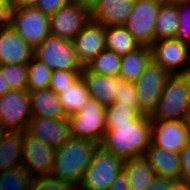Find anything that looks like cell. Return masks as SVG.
<instances>
[{"mask_svg": "<svg viewBox=\"0 0 190 190\" xmlns=\"http://www.w3.org/2000/svg\"><path fill=\"white\" fill-rule=\"evenodd\" d=\"M151 145V119L142 114L132 124L106 125L101 146L124 161L142 157Z\"/></svg>", "mask_w": 190, "mask_h": 190, "instance_id": "6da1fadb", "label": "cell"}, {"mask_svg": "<svg viewBox=\"0 0 190 190\" xmlns=\"http://www.w3.org/2000/svg\"><path fill=\"white\" fill-rule=\"evenodd\" d=\"M98 146L99 144L93 141L71 136L56 149L54 166L50 175L77 188Z\"/></svg>", "mask_w": 190, "mask_h": 190, "instance_id": "7a4b0ae2", "label": "cell"}, {"mask_svg": "<svg viewBox=\"0 0 190 190\" xmlns=\"http://www.w3.org/2000/svg\"><path fill=\"white\" fill-rule=\"evenodd\" d=\"M190 108V73L170 74L162 96L151 112V121L184 120Z\"/></svg>", "mask_w": 190, "mask_h": 190, "instance_id": "3957f363", "label": "cell"}, {"mask_svg": "<svg viewBox=\"0 0 190 190\" xmlns=\"http://www.w3.org/2000/svg\"><path fill=\"white\" fill-rule=\"evenodd\" d=\"M123 165V159L98 146L76 189L107 190L112 181L123 171Z\"/></svg>", "mask_w": 190, "mask_h": 190, "instance_id": "277c9868", "label": "cell"}, {"mask_svg": "<svg viewBox=\"0 0 190 190\" xmlns=\"http://www.w3.org/2000/svg\"><path fill=\"white\" fill-rule=\"evenodd\" d=\"M106 107L90 98L82 109L68 117L72 137L100 144L106 132Z\"/></svg>", "mask_w": 190, "mask_h": 190, "instance_id": "5b68a950", "label": "cell"}, {"mask_svg": "<svg viewBox=\"0 0 190 190\" xmlns=\"http://www.w3.org/2000/svg\"><path fill=\"white\" fill-rule=\"evenodd\" d=\"M34 57L52 71H82L73 43L70 40L49 35L34 49Z\"/></svg>", "mask_w": 190, "mask_h": 190, "instance_id": "8992f818", "label": "cell"}, {"mask_svg": "<svg viewBox=\"0 0 190 190\" xmlns=\"http://www.w3.org/2000/svg\"><path fill=\"white\" fill-rule=\"evenodd\" d=\"M170 74L152 59L145 66L139 79L134 82L139 110L150 115L159 102L165 82Z\"/></svg>", "mask_w": 190, "mask_h": 190, "instance_id": "52a82bcc", "label": "cell"}, {"mask_svg": "<svg viewBox=\"0 0 190 190\" xmlns=\"http://www.w3.org/2000/svg\"><path fill=\"white\" fill-rule=\"evenodd\" d=\"M31 118L28 90H10L0 96V124L9 132L27 131Z\"/></svg>", "mask_w": 190, "mask_h": 190, "instance_id": "ba28073f", "label": "cell"}, {"mask_svg": "<svg viewBox=\"0 0 190 190\" xmlns=\"http://www.w3.org/2000/svg\"><path fill=\"white\" fill-rule=\"evenodd\" d=\"M151 48L152 60L169 74L190 73V46L177 38L154 41Z\"/></svg>", "mask_w": 190, "mask_h": 190, "instance_id": "9c48e42d", "label": "cell"}, {"mask_svg": "<svg viewBox=\"0 0 190 190\" xmlns=\"http://www.w3.org/2000/svg\"><path fill=\"white\" fill-rule=\"evenodd\" d=\"M162 0H136L125 25L135 40L143 46L155 41V19Z\"/></svg>", "mask_w": 190, "mask_h": 190, "instance_id": "30bf717a", "label": "cell"}, {"mask_svg": "<svg viewBox=\"0 0 190 190\" xmlns=\"http://www.w3.org/2000/svg\"><path fill=\"white\" fill-rule=\"evenodd\" d=\"M22 167L32 176L50 175L56 149L42 143L27 131L22 132Z\"/></svg>", "mask_w": 190, "mask_h": 190, "instance_id": "8fae6325", "label": "cell"}, {"mask_svg": "<svg viewBox=\"0 0 190 190\" xmlns=\"http://www.w3.org/2000/svg\"><path fill=\"white\" fill-rule=\"evenodd\" d=\"M12 29L33 49L51 35L49 16L35 6L20 8Z\"/></svg>", "mask_w": 190, "mask_h": 190, "instance_id": "7c38bea8", "label": "cell"}, {"mask_svg": "<svg viewBox=\"0 0 190 190\" xmlns=\"http://www.w3.org/2000/svg\"><path fill=\"white\" fill-rule=\"evenodd\" d=\"M89 20L86 9L70 2L49 16L51 35L72 41Z\"/></svg>", "mask_w": 190, "mask_h": 190, "instance_id": "4fadbf2b", "label": "cell"}, {"mask_svg": "<svg viewBox=\"0 0 190 190\" xmlns=\"http://www.w3.org/2000/svg\"><path fill=\"white\" fill-rule=\"evenodd\" d=\"M190 140L184 120L151 121V143L173 153H180Z\"/></svg>", "mask_w": 190, "mask_h": 190, "instance_id": "5bb4252c", "label": "cell"}, {"mask_svg": "<svg viewBox=\"0 0 190 190\" xmlns=\"http://www.w3.org/2000/svg\"><path fill=\"white\" fill-rule=\"evenodd\" d=\"M78 61L85 67L105 46V27L89 20L72 40Z\"/></svg>", "mask_w": 190, "mask_h": 190, "instance_id": "9a60e30c", "label": "cell"}, {"mask_svg": "<svg viewBox=\"0 0 190 190\" xmlns=\"http://www.w3.org/2000/svg\"><path fill=\"white\" fill-rule=\"evenodd\" d=\"M27 132L54 149L59 148L71 137L68 118L32 117Z\"/></svg>", "mask_w": 190, "mask_h": 190, "instance_id": "2e32d148", "label": "cell"}, {"mask_svg": "<svg viewBox=\"0 0 190 190\" xmlns=\"http://www.w3.org/2000/svg\"><path fill=\"white\" fill-rule=\"evenodd\" d=\"M136 0H99L90 19L104 27L125 26Z\"/></svg>", "mask_w": 190, "mask_h": 190, "instance_id": "e0dca14e", "label": "cell"}, {"mask_svg": "<svg viewBox=\"0 0 190 190\" xmlns=\"http://www.w3.org/2000/svg\"><path fill=\"white\" fill-rule=\"evenodd\" d=\"M34 49L12 28L0 29V65L28 63Z\"/></svg>", "mask_w": 190, "mask_h": 190, "instance_id": "ac0fdd59", "label": "cell"}, {"mask_svg": "<svg viewBox=\"0 0 190 190\" xmlns=\"http://www.w3.org/2000/svg\"><path fill=\"white\" fill-rule=\"evenodd\" d=\"M143 157L153 168L158 177L172 181L181 180V163L179 153H173L161 147L151 145L145 150Z\"/></svg>", "mask_w": 190, "mask_h": 190, "instance_id": "d6986e66", "label": "cell"}, {"mask_svg": "<svg viewBox=\"0 0 190 190\" xmlns=\"http://www.w3.org/2000/svg\"><path fill=\"white\" fill-rule=\"evenodd\" d=\"M81 77L92 99H95L104 107L114 103L115 94L118 91V76H101L83 68Z\"/></svg>", "mask_w": 190, "mask_h": 190, "instance_id": "ffe728a7", "label": "cell"}, {"mask_svg": "<svg viewBox=\"0 0 190 190\" xmlns=\"http://www.w3.org/2000/svg\"><path fill=\"white\" fill-rule=\"evenodd\" d=\"M28 92L32 117L68 118L59 101L58 95L50 88Z\"/></svg>", "mask_w": 190, "mask_h": 190, "instance_id": "44dd1931", "label": "cell"}, {"mask_svg": "<svg viewBox=\"0 0 190 190\" xmlns=\"http://www.w3.org/2000/svg\"><path fill=\"white\" fill-rule=\"evenodd\" d=\"M151 59V48L140 45L121 57L119 77L129 82H135Z\"/></svg>", "mask_w": 190, "mask_h": 190, "instance_id": "7402d4cb", "label": "cell"}, {"mask_svg": "<svg viewBox=\"0 0 190 190\" xmlns=\"http://www.w3.org/2000/svg\"><path fill=\"white\" fill-rule=\"evenodd\" d=\"M123 171L127 175L130 190H144L156 177L143 156L124 161Z\"/></svg>", "mask_w": 190, "mask_h": 190, "instance_id": "603a6c76", "label": "cell"}, {"mask_svg": "<svg viewBox=\"0 0 190 190\" xmlns=\"http://www.w3.org/2000/svg\"><path fill=\"white\" fill-rule=\"evenodd\" d=\"M22 132H9L0 144V172L22 166Z\"/></svg>", "mask_w": 190, "mask_h": 190, "instance_id": "cb8c5ba5", "label": "cell"}, {"mask_svg": "<svg viewBox=\"0 0 190 190\" xmlns=\"http://www.w3.org/2000/svg\"><path fill=\"white\" fill-rule=\"evenodd\" d=\"M178 19L177 4L162 2L155 19V41L175 38Z\"/></svg>", "mask_w": 190, "mask_h": 190, "instance_id": "d4e9b609", "label": "cell"}, {"mask_svg": "<svg viewBox=\"0 0 190 190\" xmlns=\"http://www.w3.org/2000/svg\"><path fill=\"white\" fill-rule=\"evenodd\" d=\"M105 46L122 57L138 48L140 44L125 26H112L105 27Z\"/></svg>", "mask_w": 190, "mask_h": 190, "instance_id": "484cf974", "label": "cell"}, {"mask_svg": "<svg viewBox=\"0 0 190 190\" xmlns=\"http://www.w3.org/2000/svg\"><path fill=\"white\" fill-rule=\"evenodd\" d=\"M66 116L79 112L91 98L83 78L80 76L69 88L58 94Z\"/></svg>", "mask_w": 190, "mask_h": 190, "instance_id": "4316f807", "label": "cell"}, {"mask_svg": "<svg viewBox=\"0 0 190 190\" xmlns=\"http://www.w3.org/2000/svg\"><path fill=\"white\" fill-rule=\"evenodd\" d=\"M121 56L105 49L85 67L92 73L101 76H119Z\"/></svg>", "mask_w": 190, "mask_h": 190, "instance_id": "83f0119b", "label": "cell"}, {"mask_svg": "<svg viewBox=\"0 0 190 190\" xmlns=\"http://www.w3.org/2000/svg\"><path fill=\"white\" fill-rule=\"evenodd\" d=\"M142 113L135 105H121L114 102L106 107L105 121L106 125L132 124Z\"/></svg>", "mask_w": 190, "mask_h": 190, "instance_id": "f1b7e54d", "label": "cell"}, {"mask_svg": "<svg viewBox=\"0 0 190 190\" xmlns=\"http://www.w3.org/2000/svg\"><path fill=\"white\" fill-rule=\"evenodd\" d=\"M27 67V90L35 91L48 88L52 70L35 57L27 63Z\"/></svg>", "mask_w": 190, "mask_h": 190, "instance_id": "f546056e", "label": "cell"}, {"mask_svg": "<svg viewBox=\"0 0 190 190\" xmlns=\"http://www.w3.org/2000/svg\"><path fill=\"white\" fill-rule=\"evenodd\" d=\"M32 176L22 167L0 172V190H29Z\"/></svg>", "mask_w": 190, "mask_h": 190, "instance_id": "4dcf8cb0", "label": "cell"}, {"mask_svg": "<svg viewBox=\"0 0 190 190\" xmlns=\"http://www.w3.org/2000/svg\"><path fill=\"white\" fill-rule=\"evenodd\" d=\"M0 71L10 90H27V63L0 65Z\"/></svg>", "mask_w": 190, "mask_h": 190, "instance_id": "1f68e13d", "label": "cell"}, {"mask_svg": "<svg viewBox=\"0 0 190 190\" xmlns=\"http://www.w3.org/2000/svg\"><path fill=\"white\" fill-rule=\"evenodd\" d=\"M82 71H52L48 88L57 95L69 88L80 76Z\"/></svg>", "mask_w": 190, "mask_h": 190, "instance_id": "d6a6232c", "label": "cell"}, {"mask_svg": "<svg viewBox=\"0 0 190 190\" xmlns=\"http://www.w3.org/2000/svg\"><path fill=\"white\" fill-rule=\"evenodd\" d=\"M70 183L62 181L52 175L32 177L29 190H74Z\"/></svg>", "mask_w": 190, "mask_h": 190, "instance_id": "836d02e7", "label": "cell"}, {"mask_svg": "<svg viewBox=\"0 0 190 190\" xmlns=\"http://www.w3.org/2000/svg\"><path fill=\"white\" fill-rule=\"evenodd\" d=\"M177 11L179 19L175 38L190 46V0L177 4Z\"/></svg>", "mask_w": 190, "mask_h": 190, "instance_id": "e575fe53", "label": "cell"}, {"mask_svg": "<svg viewBox=\"0 0 190 190\" xmlns=\"http://www.w3.org/2000/svg\"><path fill=\"white\" fill-rule=\"evenodd\" d=\"M114 102L121 103V105H135L139 109L134 82H129L118 76V91L115 94Z\"/></svg>", "mask_w": 190, "mask_h": 190, "instance_id": "d590c367", "label": "cell"}, {"mask_svg": "<svg viewBox=\"0 0 190 190\" xmlns=\"http://www.w3.org/2000/svg\"><path fill=\"white\" fill-rule=\"evenodd\" d=\"M19 5L15 0H5L0 6V28H12L19 12Z\"/></svg>", "mask_w": 190, "mask_h": 190, "instance_id": "8d00e7d4", "label": "cell"}, {"mask_svg": "<svg viewBox=\"0 0 190 190\" xmlns=\"http://www.w3.org/2000/svg\"><path fill=\"white\" fill-rule=\"evenodd\" d=\"M181 163V182L190 186V140L179 153Z\"/></svg>", "mask_w": 190, "mask_h": 190, "instance_id": "74e56055", "label": "cell"}, {"mask_svg": "<svg viewBox=\"0 0 190 190\" xmlns=\"http://www.w3.org/2000/svg\"><path fill=\"white\" fill-rule=\"evenodd\" d=\"M72 2L71 0H38L35 5L43 14L51 16L54 14L60 7H63L66 4Z\"/></svg>", "mask_w": 190, "mask_h": 190, "instance_id": "f35d334b", "label": "cell"}, {"mask_svg": "<svg viewBox=\"0 0 190 190\" xmlns=\"http://www.w3.org/2000/svg\"><path fill=\"white\" fill-rule=\"evenodd\" d=\"M107 190H130L127 175L124 171L112 181Z\"/></svg>", "mask_w": 190, "mask_h": 190, "instance_id": "ab89813d", "label": "cell"}, {"mask_svg": "<svg viewBox=\"0 0 190 190\" xmlns=\"http://www.w3.org/2000/svg\"><path fill=\"white\" fill-rule=\"evenodd\" d=\"M174 181L156 176L155 179L144 190H169Z\"/></svg>", "mask_w": 190, "mask_h": 190, "instance_id": "60d3db41", "label": "cell"}, {"mask_svg": "<svg viewBox=\"0 0 190 190\" xmlns=\"http://www.w3.org/2000/svg\"><path fill=\"white\" fill-rule=\"evenodd\" d=\"M82 8L86 9L89 13L97 6L99 0H71Z\"/></svg>", "mask_w": 190, "mask_h": 190, "instance_id": "b9f144b4", "label": "cell"}, {"mask_svg": "<svg viewBox=\"0 0 190 190\" xmlns=\"http://www.w3.org/2000/svg\"><path fill=\"white\" fill-rule=\"evenodd\" d=\"M169 190H190V186L181 181H174L170 185Z\"/></svg>", "mask_w": 190, "mask_h": 190, "instance_id": "7bdbcfd3", "label": "cell"}, {"mask_svg": "<svg viewBox=\"0 0 190 190\" xmlns=\"http://www.w3.org/2000/svg\"><path fill=\"white\" fill-rule=\"evenodd\" d=\"M10 91L9 85H6V80L2 72L0 71V96Z\"/></svg>", "mask_w": 190, "mask_h": 190, "instance_id": "ee69618b", "label": "cell"}, {"mask_svg": "<svg viewBox=\"0 0 190 190\" xmlns=\"http://www.w3.org/2000/svg\"><path fill=\"white\" fill-rule=\"evenodd\" d=\"M20 8L35 6L38 0H15Z\"/></svg>", "mask_w": 190, "mask_h": 190, "instance_id": "f6af8a7d", "label": "cell"}, {"mask_svg": "<svg viewBox=\"0 0 190 190\" xmlns=\"http://www.w3.org/2000/svg\"><path fill=\"white\" fill-rule=\"evenodd\" d=\"M8 133L9 131L0 124V144Z\"/></svg>", "mask_w": 190, "mask_h": 190, "instance_id": "bcb514c9", "label": "cell"}, {"mask_svg": "<svg viewBox=\"0 0 190 190\" xmlns=\"http://www.w3.org/2000/svg\"><path fill=\"white\" fill-rule=\"evenodd\" d=\"M184 122L188 128L189 133H190V108L188 109V111L185 114Z\"/></svg>", "mask_w": 190, "mask_h": 190, "instance_id": "7dc6e473", "label": "cell"}, {"mask_svg": "<svg viewBox=\"0 0 190 190\" xmlns=\"http://www.w3.org/2000/svg\"><path fill=\"white\" fill-rule=\"evenodd\" d=\"M186 1H189V0H162V2L167 3V4H179Z\"/></svg>", "mask_w": 190, "mask_h": 190, "instance_id": "c3c4849f", "label": "cell"}, {"mask_svg": "<svg viewBox=\"0 0 190 190\" xmlns=\"http://www.w3.org/2000/svg\"><path fill=\"white\" fill-rule=\"evenodd\" d=\"M5 0H0V6L2 5V3L4 2Z\"/></svg>", "mask_w": 190, "mask_h": 190, "instance_id": "681fc988", "label": "cell"}]
</instances>
